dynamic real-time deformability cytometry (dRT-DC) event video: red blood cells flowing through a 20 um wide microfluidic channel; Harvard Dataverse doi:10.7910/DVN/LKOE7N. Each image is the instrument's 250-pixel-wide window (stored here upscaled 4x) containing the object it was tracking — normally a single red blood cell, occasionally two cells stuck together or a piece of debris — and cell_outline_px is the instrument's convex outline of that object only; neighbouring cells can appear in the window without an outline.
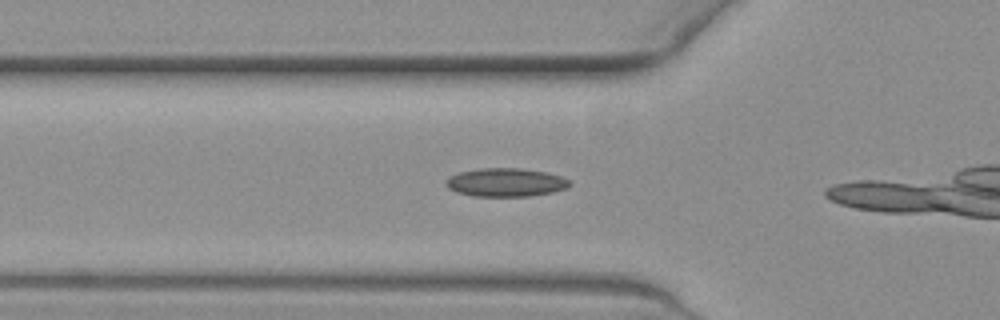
{"species": "common noctule bat (a hibernating species)", "species_latin": "Nyctalus noctula", "temperature_condition": "warm", "stored_images_in_passage": 13, "camera_frame_rate_fps": 3000, "um_per_image_px": 0.085, "animal": {"sex": "female", "body_mass_g": 19.3, "forearm_length_mm": 54.1}, "frame": {"image": 1, "passage_image": 8, "time_ms": 2.333, "image_size_px": [1000, 320], "cell_outline_px": [[572, 184], [564, 188], [552, 192], [528, 196], [472, 196], [456, 192], [448, 188], [444, 184], [444, 180], [448, 176], [460, 172], [480, 168], [520, 168], [548, 172], [560, 176], [568, 180]], "centroid_in_image_um": [42.93, 15.5], "position_along_channel_um": 82.9, "area_um2": 20.58}}
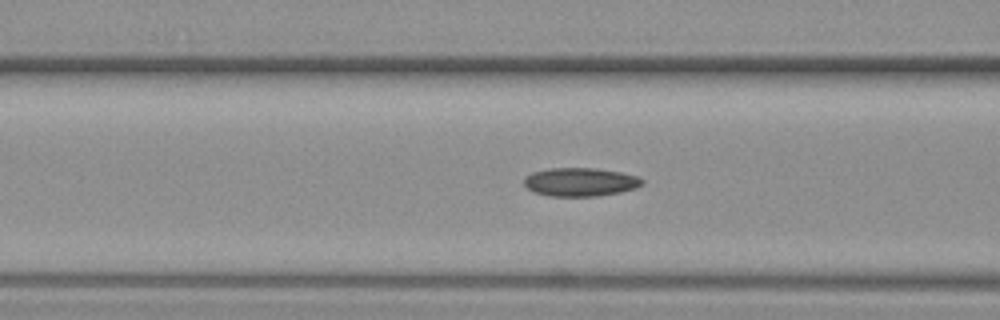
{"frame": {"image": 2, "passage_image": 11, "time_ms": 3.333, "image_size_px": [1000, 320], "cell_outline_px": [[644, 184], [636, 188], [620, 192], [596, 196], [548, 196], [536, 192], [528, 188], [524, 184], [524, 176], [532, 172], [548, 168], [596, 168], [620, 172], [636, 176], [644, 180]], "centroid_in_image_um": [49.32, 15.46], "position_along_channel_um": 117.3, "area_um2": 19.65}}